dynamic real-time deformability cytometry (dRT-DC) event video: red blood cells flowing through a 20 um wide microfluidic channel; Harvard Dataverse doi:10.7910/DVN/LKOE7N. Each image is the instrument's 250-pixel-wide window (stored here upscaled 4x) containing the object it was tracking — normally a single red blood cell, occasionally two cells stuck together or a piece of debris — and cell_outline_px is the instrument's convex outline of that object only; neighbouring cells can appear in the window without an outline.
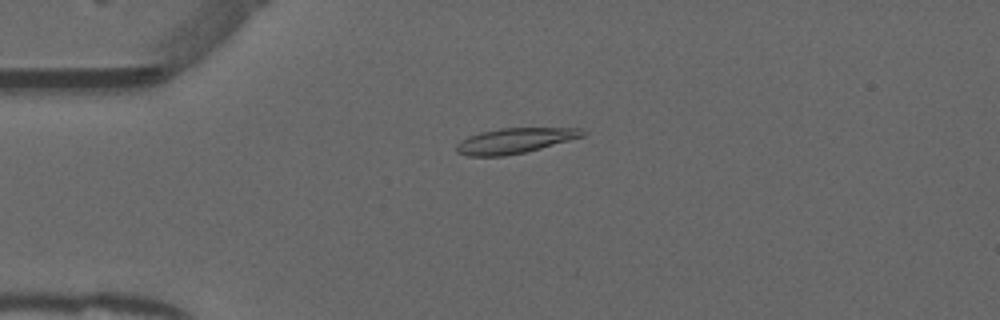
{"species": "common noctule bat (a hibernating species)", "species_latin": "Nyctalus noctula", "temperature_condition": "warm", "stored_images_in_passage": 44, "camera_frame_rate_fps": 3000, "um_per_image_px": 0.085, "animal": {"sex": "male", "forearm_length_mm": 52.5}, "frame": {"image": 1, "passage_image": 4, "time_ms": 1.0, "image_size_px": [1000, 320], "cell_outline_px": [[588, 132], [584, 136], [540, 148], [524, 152], [504, 156], [468, 156], [456, 152], [456, 144], [460, 140], [468, 136], [480, 132], [500, 128], [580, 128]], "centroid_in_image_um": [43.73, 11.95], "position_along_channel_um": 41.3, "area_um2": 18.55}}
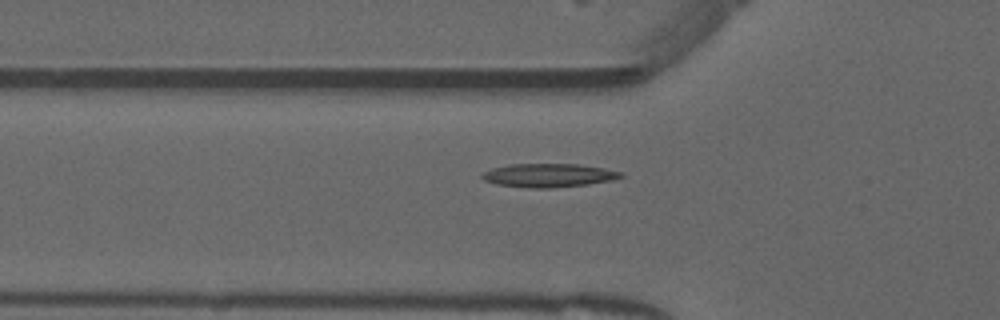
{"frame": {"image": 2, "passage_image": 9, "time_ms": 2.667, "image_size_px": [1000, 320], "cell_outline_px": [[624, 176], [612, 180], [588, 184], [552, 188], [532, 188], [496, 184], [484, 180], [480, 176], [484, 172], [492, 168], [508, 164], [576, 164], [604, 168], [624, 172]], "centroid_in_image_um": [46.64, 14.9], "position_along_channel_um": 79.2, "area_um2": 19.07}}
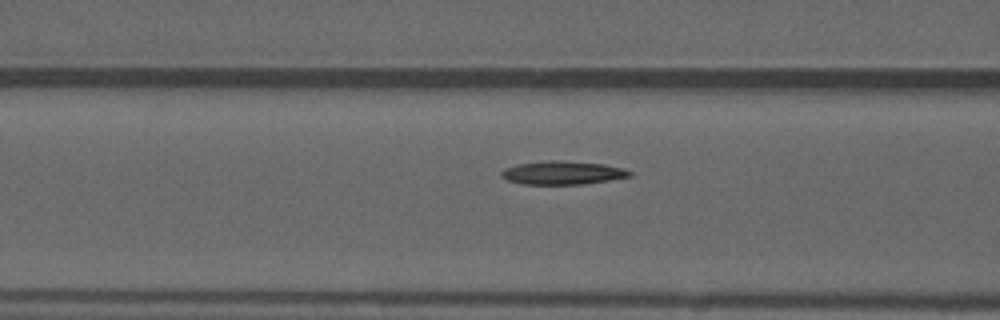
{"frame": {"image": 3, "passage_image": 12, "time_ms": 3.667, "image_size_px": [1000, 320], "cell_outline_px": [[632, 176], [608, 180], [580, 184], [524, 184], [508, 180], [500, 176], [500, 172], [504, 168], [516, 164], [552, 160], [560, 160], [604, 164], [624, 168], [632, 172]], "centroid_in_image_um": [47.81, 14.68], "position_along_channel_um": 118.8, "area_um2": 17.46}, "authors_computed_cell_mechanics": {"area_um2": 17.1666, "velocity_mm_per_s": 3.9172, "shape_relaxation_time_tau1_ms": null, "shape_relaxation_time_tau2_ms": 8.5043, "deformation_change_tau1": null, "deformation_change_tau2": 0.1665}}